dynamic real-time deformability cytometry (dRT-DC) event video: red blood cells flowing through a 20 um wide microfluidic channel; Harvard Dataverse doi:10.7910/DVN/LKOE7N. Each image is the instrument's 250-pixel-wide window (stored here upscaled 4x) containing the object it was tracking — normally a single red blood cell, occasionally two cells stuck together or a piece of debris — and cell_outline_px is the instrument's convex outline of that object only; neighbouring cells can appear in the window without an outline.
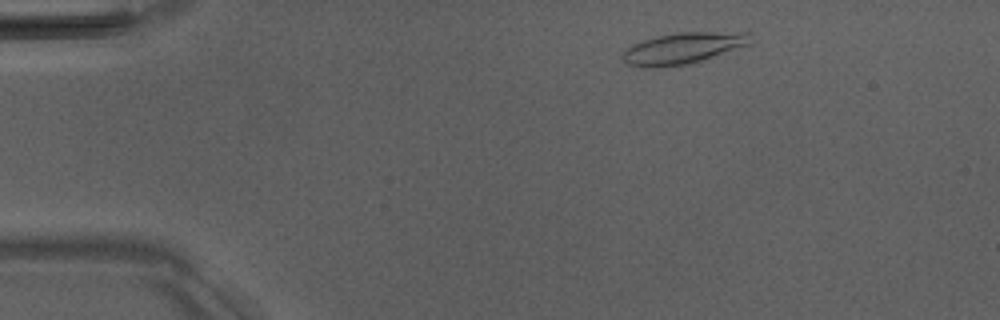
{"species": "Egyptian fruit bat (a non-hibernating species)", "species_latin": "Rousettus aegyptiacus", "temperature_condition": "room temperature", "stored_images_in_passage": 48, "camera_frame_rate_fps": 3000, "um_per_image_px": 0.085, "animal": {"sex": "male"}, "frame": {"image": 1, "passage_image": 5, "time_ms": 1.333, "image_size_px": [1000, 320], "cell_outline_px": [[752, 44], [688, 64], [656, 68], [644, 68], [628, 64], [620, 56], [632, 44], [656, 36], [676, 32], [752, 32]], "centroid_in_image_um": [58.09, 4.09], "position_along_channel_um": 26.9, "area_um2": 23.47}}
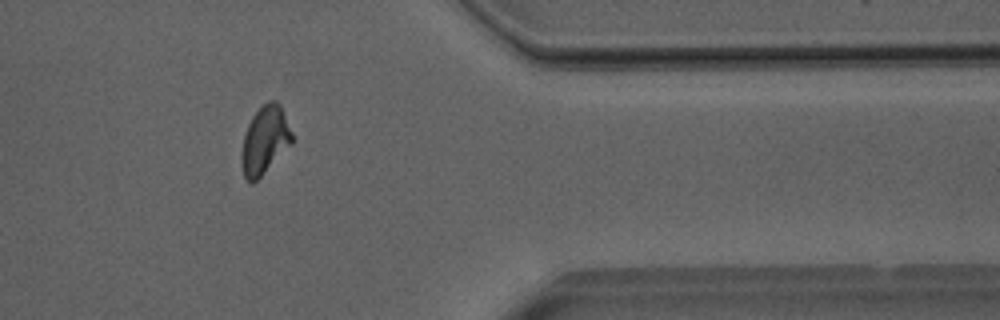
{"frame": {"image": 2, "passage_image": 39, "time_ms": 12.667, "image_size_px": [1000, 320], "cell_outline_px": [[292, 144], [252, 184], [244, 176], [240, 156], [244, 136], [248, 124], [252, 116], [268, 100], [276, 100], [280, 104], [292, 132]], "centroid_in_image_um": [22.51, 11.9], "position_along_channel_um": 388.9, "area_um2": 19.71}}
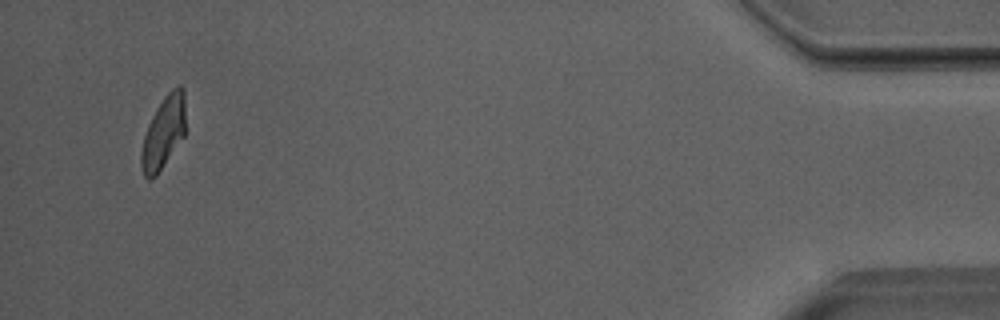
{"frame": {"image": 3, "passage_image": 46, "time_ms": 15.0, "image_size_px": [1000, 320], "cell_outline_px": [[184, 136], [156, 176], [148, 180], [144, 176], [140, 164], [140, 152], [144, 136], [148, 124], [156, 108], [164, 96], [176, 84], [180, 84], [184, 88]], "centroid_in_image_um": [13.88, 11.25], "position_along_channel_um": 421.3, "area_um2": 18.67}, "authors_computed_cell_mechanics": {"area_um2": 19.7387, "velocity_mm_per_s": 3.9938, "shape_relaxation_time_tau1_ms": 6.4161, "shape_relaxation_time_tau2_ms": 2.1096, "deformation_change_tau1": 0.1903, "deformation_change_tau2": 0.0937}}